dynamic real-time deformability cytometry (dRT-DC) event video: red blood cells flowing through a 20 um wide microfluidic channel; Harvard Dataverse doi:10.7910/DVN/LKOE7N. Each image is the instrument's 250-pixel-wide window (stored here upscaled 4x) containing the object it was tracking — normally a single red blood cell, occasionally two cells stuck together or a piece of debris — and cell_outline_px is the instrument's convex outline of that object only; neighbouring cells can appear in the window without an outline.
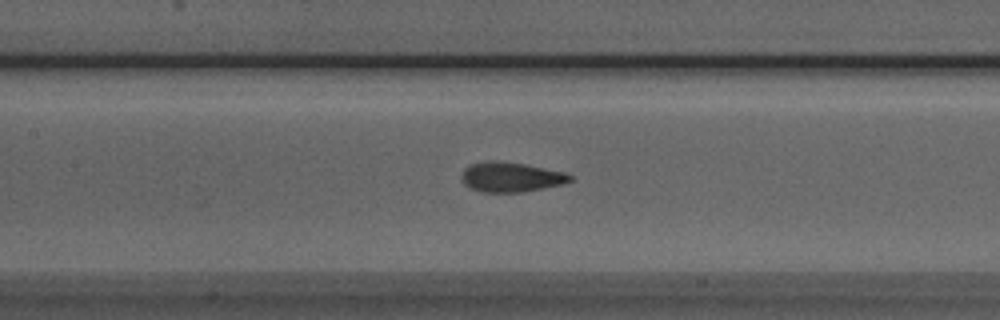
{"species": "Egyptian fruit bat (a non-hibernating species)", "species_latin": "Rousettus aegyptiacus", "temperature_condition": "room temperature", "stored_images_in_passage": 50, "camera_frame_rate_fps": 3000, "um_per_image_px": 0.085, "animal": {"sex": "male"}, "frame": {"image": 1, "passage_image": 22, "time_ms": 7.0, "image_size_px": [1000, 320], "cell_outline_px": [[572, 180], [564, 184], [524, 192], [484, 192], [472, 188], [464, 184], [460, 180], [460, 176], [464, 168], [472, 164], [496, 160], [524, 164], [564, 172], [572, 176]], "centroid_in_image_um": [43.42, 15.06], "position_along_channel_um": 164.0, "area_um2": 18.79}}
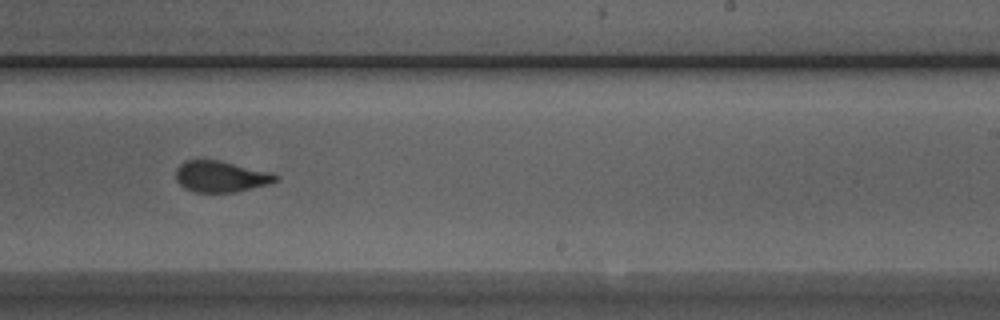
{"frame": {"image": 2, "passage_image": 30, "time_ms": 9.667, "image_size_px": [1000, 320], "cell_outline_px": [[280, 180], [268, 184], [236, 192], [196, 192], [184, 188], [176, 180], [176, 168], [184, 160], [220, 160], [272, 172], [280, 176]], "centroid_in_image_um": [18.8, 15.0], "position_along_channel_um": 270.2, "area_um2": 18.32}}
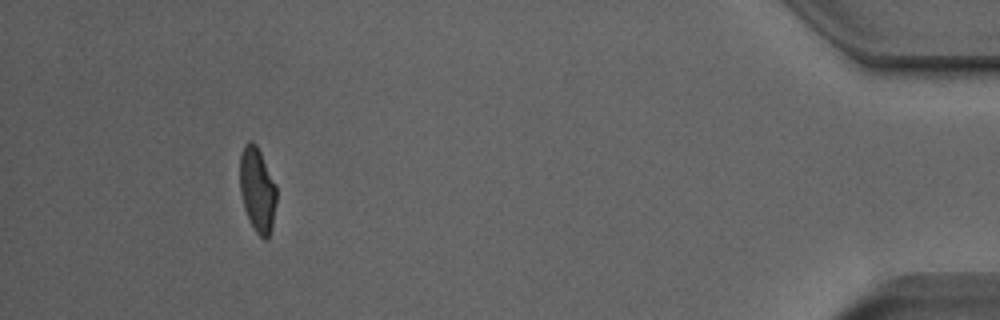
{"frame": {"image": 3, "passage_image": 46, "time_ms": 15.0, "image_size_px": [1000, 320], "cell_outline_px": [[276, 204], [272, 228], [268, 240], [264, 240], [256, 232], [244, 208], [240, 192], [240, 156], [244, 144], [248, 140], [252, 140], [256, 144], [276, 184]], "centroid_in_image_um": [21.88, 16.12], "position_along_channel_um": 413.3, "area_um2": 18.15}, "authors_computed_cell_mechanics": {"area_um2": 18.7272, "velocity_mm_per_s": 4.0062, "shape_relaxation_time_tau1_ms": 6.1481, "shape_relaxation_time_tau2_ms": 1.0452, "deformation_change_tau1": 0.1724, "deformation_change_tau2": 0.0633}}